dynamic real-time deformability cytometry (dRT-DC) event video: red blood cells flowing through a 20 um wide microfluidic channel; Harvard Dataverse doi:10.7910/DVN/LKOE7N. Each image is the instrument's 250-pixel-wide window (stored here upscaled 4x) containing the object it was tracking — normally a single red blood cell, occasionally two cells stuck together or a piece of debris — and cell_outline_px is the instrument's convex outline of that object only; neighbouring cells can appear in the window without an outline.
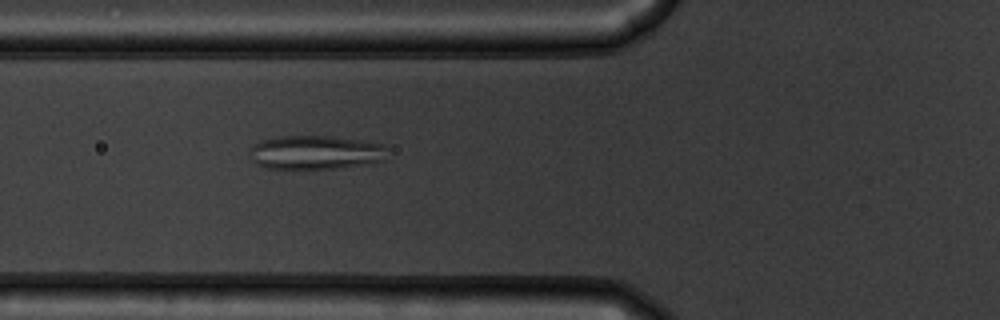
{"species": "common noctule bat (a hibernating species)", "species_latin": "Nyctalus noctula", "temperature_condition": "warm", "stored_images_in_passage": 45, "camera_frame_rate_fps": 3000, "um_per_image_px": 0.085, "animal": {"sex": "male", "body_mass_g": 19.5, "forearm_length_mm": 54.6}, "frame": {"image": 1, "passage_image": 11, "time_ms": 3.333, "image_size_px": [1000, 320], "cell_outline_px": [[384, 160], [340, 168], [264, 168], [256, 164], [252, 160], [252, 148], [256, 144], [264, 140], [280, 136], [328, 136], [356, 140], [380, 144], [384, 148]], "centroid_in_image_um": [26.77, 12.96], "position_along_channel_um": 99.0, "area_um2": 26.36}}
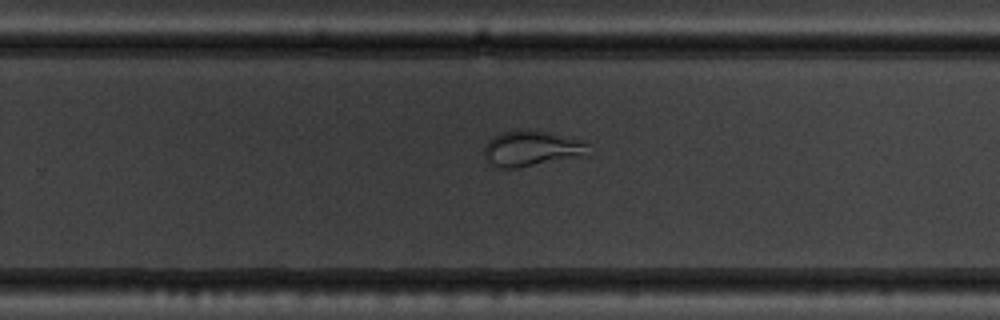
{"frame": {"image": 2, "passage_image": 26, "time_ms": 8.333, "image_size_px": [1000, 320], "cell_outline_px": [[588, 144], [584, 156], [516, 168], [500, 168], [492, 164], [484, 156], [484, 148], [488, 140], [504, 132], [528, 128], [536, 128], [584, 140]], "centroid_in_image_um": [45.21, 12.59], "position_along_channel_um": 284.6, "area_um2": 21.79}}
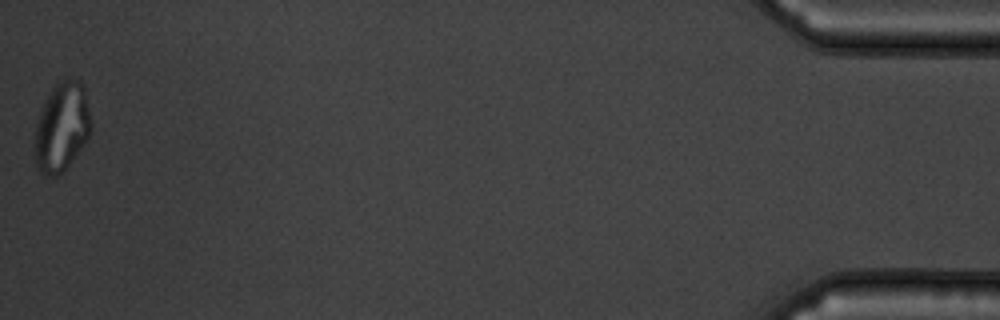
{"frame": {"image": 3, "passage_image": 45, "time_ms": 14.667, "image_size_px": [1000, 320], "cell_outline_px": [[92, 128], [84, 144], [72, 160], [56, 176], [44, 176], [36, 168], [32, 152], [32, 144], [36, 124], [44, 100], [52, 88], [60, 80], [80, 80], [84, 88], [92, 124]], "centroid_in_image_um": [5.2, 10.83], "position_along_channel_um": 430.0, "area_um2": 29.54}}